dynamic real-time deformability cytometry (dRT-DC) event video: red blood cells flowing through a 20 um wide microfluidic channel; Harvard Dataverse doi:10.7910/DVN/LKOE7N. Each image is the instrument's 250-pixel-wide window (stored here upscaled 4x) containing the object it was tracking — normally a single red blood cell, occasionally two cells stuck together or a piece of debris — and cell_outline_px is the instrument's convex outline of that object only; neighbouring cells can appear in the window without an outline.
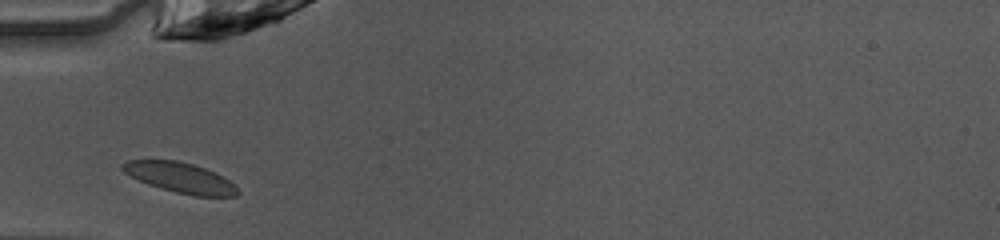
{"species": "common noctule bat (a hibernating species)", "species_latin": "Nyctalus noctula", "temperature_condition": "warm", "stored_images_in_passage": 26, "camera_frame_rate_fps": 3000, "um_per_image_px": 0.085, "animal": {"sex": "female", "body_mass_g": 10.0, "forearm_length_mm": 53.1}, "frame": {"image": 1, "passage_image": 1, "time_ms": 0.0, "image_size_px": [1000, 240], "cell_outline_px": [[240, 192], [236, 196], [196, 196], [176, 192], [160, 188], [148, 184], [124, 172], [120, 168], [120, 164], [128, 160], [176, 160], [192, 164], [216, 172], [228, 180]], "centroid_in_image_um": [15.3, 15.09], "position_along_channel_um": 69.7, "area_um2": 20.06}}
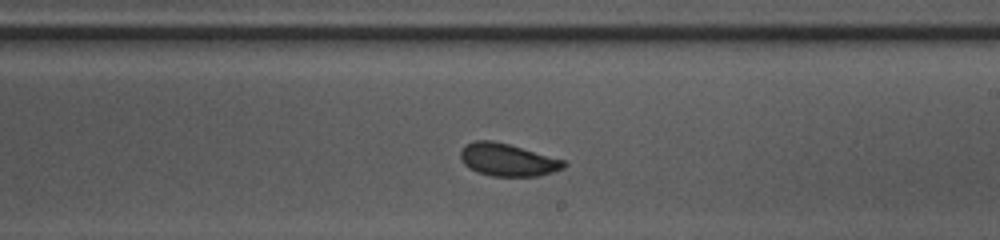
{"frame": {"image": 2, "passage_image": 14, "time_ms": 4.333, "image_size_px": [1000, 240], "cell_outline_px": [[568, 164], [564, 168], [540, 176], [492, 176], [476, 172], [468, 168], [460, 160], [460, 152], [464, 144], [476, 140], [492, 140], [508, 144], [564, 160]], "centroid_in_image_um": [43.11, 13.59], "position_along_channel_um": 245.9, "area_um2": 19.71}}
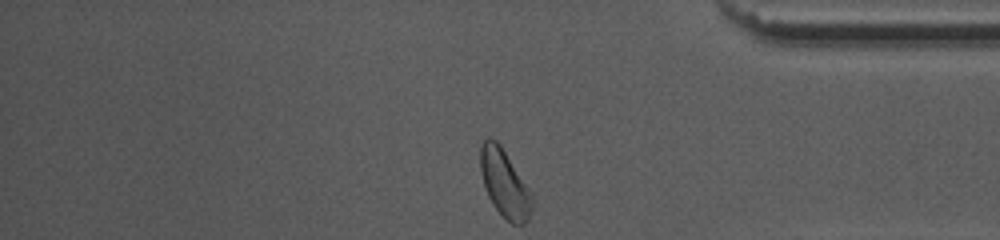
{"frame": {"image": 3, "passage_image": 26, "time_ms": 8.333, "image_size_px": [1000, 240], "cell_outline_px": [[532, 212], [528, 220], [524, 224], [512, 224], [492, 204], [488, 196], [480, 172], [480, 148], [484, 140], [488, 136], [496, 140], [500, 144], [532, 192]], "centroid_in_image_um": [42.9, 15.58], "position_along_channel_um": 392.3, "area_um2": 20.35}, "authors_computed_cell_mechanics": {"area_um2": 19.5364, "velocity_mm_per_s": 4.0602, "shape_relaxation_time_tau1_ms": 2.7736, "shape_relaxation_time_tau2_ms": null, "deformation_change_tau1": 0.0836, "deformation_change_tau2": null}}